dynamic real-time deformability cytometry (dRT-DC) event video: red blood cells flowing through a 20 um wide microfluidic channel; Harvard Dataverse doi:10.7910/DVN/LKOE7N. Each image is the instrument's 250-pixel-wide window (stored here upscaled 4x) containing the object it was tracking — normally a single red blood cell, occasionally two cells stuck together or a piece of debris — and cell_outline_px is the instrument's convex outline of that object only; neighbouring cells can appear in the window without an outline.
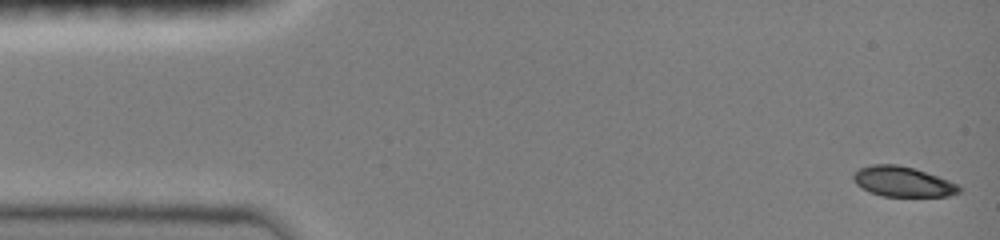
{"species": "common noctule bat (a hibernating species)", "species_latin": "Nyctalus noctula", "temperature_condition": "room temperature", "stored_images_in_passage": 36, "camera_frame_rate_fps": 3000, "um_per_image_px": 0.085, "animal": {"sex": "female", "body_mass_g": 19.0, "forearm_length_mm": 51.5}, "frame": {"image": 1, "passage_image": 1, "time_ms": 0.0, "image_size_px": [1000, 240], "cell_outline_px": [[960, 192], [948, 196], [884, 196], [872, 192], [856, 184], [852, 180], [852, 176], [860, 168], [872, 164], [896, 164], [912, 168], [948, 180], [956, 184], [960, 188]], "centroid_in_image_um": [76.71, 15.44], "position_along_channel_um": 8.3, "area_um2": 18.15}}
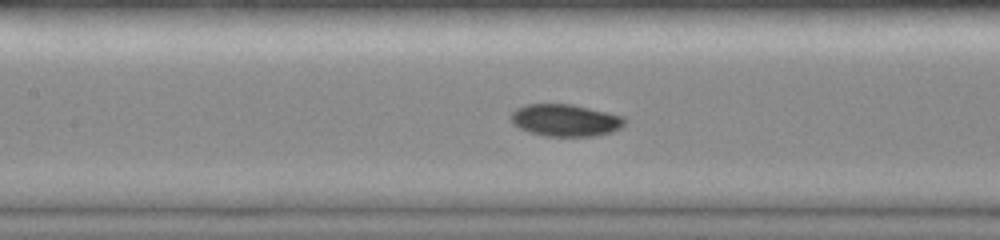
{"frame": {"image": 2, "passage_image": 19, "time_ms": 6.667, "image_size_px": [1000, 240], "cell_outline_px": [[624, 124], [620, 128], [612, 132], [596, 136], [544, 136], [528, 132], [512, 124], [512, 112], [516, 108], [524, 104], [572, 104], [608, 112], [624, 116]], "centroid_in_image_um": [48.05, 10.22], "position_along_channel_um": 159.4, "area_um2": 21.39}}
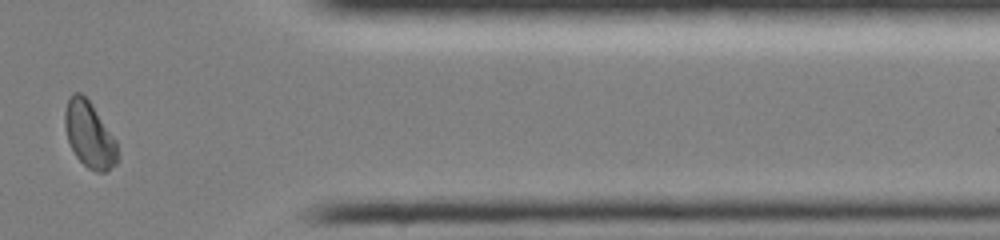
{"frame": {"image": 3, "passage_image": 33, "time_ms": 13.0, "image_size_px": [1000, 240], "cell_outline_px": [[116, 164], [104, 172], [96, 172], [88, 168], [76, 156], [68, 140], [64, 128], [64, 112], [68, 96], [72, 92], [80, 92], [92, 104], [116, 140]], "centroid_in_image_um": [7.56, 11.41], "position_along_channel_um": 403.8, "area_um2": 20.11}, "authors_computed_cell_mechanics": {"area_um2": 20.519, "velocity_mm_per_s": 4.0308, "shape_relaxation_time_tau1_ms": 4.2746, "shape_relaxation_time_tau2_ms": null, "deformation_change_tau1": 0.1296, "deformation_change_tau2": null}}